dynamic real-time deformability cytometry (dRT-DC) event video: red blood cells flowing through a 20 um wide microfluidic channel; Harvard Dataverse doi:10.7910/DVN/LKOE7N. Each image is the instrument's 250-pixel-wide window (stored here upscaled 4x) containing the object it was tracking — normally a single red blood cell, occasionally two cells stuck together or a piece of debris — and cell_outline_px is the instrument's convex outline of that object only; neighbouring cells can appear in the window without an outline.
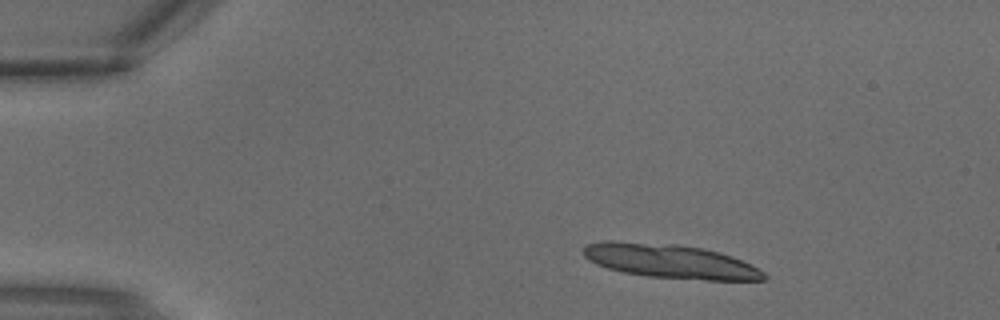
{"species": "common noctule bat (a hibernating species)", "species_latin": "Nyctalus noctula", "temperature_condition": "warm", "stored_images_in_passage": 2, "camera_frame_rate_fps": 3000, "um_per_image_px": 0.085, "animal": {"sex": "male", "body_mass_g": 18.8}, "frame": {"image": 1, "passage_image": 1, "time_ms": 0.0, "image_size_px": [1000, 320], "cell_outline_px": [[768, 276], [764, 280], [708, 280], [648, 276], [624, 272], [608, 268], [596, 264], [588, 260], [584, 256], [584, 244], [604, 240], [612, 240], [676, 244], [704, 248], [720, 252], [732, 256], [764, 272]], "centroid_in_image_um": [56.92, 22.19], "position_along_channel_um": 28.1, "area_um2": 35.84}}